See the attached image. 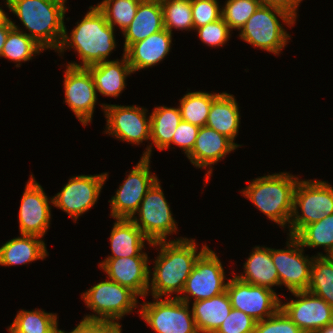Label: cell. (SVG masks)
Listing matches in <instances>:
<instances>
[{"label":"cell","mask_w":333,"mask_h":333,"mask_svg":"<svg viewBox=\"0 0 333 333\" xmlns=\"http://www.w3.org/2000/svg\"><path fill=\"white\" fill-rule=\"evenodd\" d=\"M239 102L233 94L222 92L213 101L206 126L213 128L232 140L238 147L243 145L235 142L239 135L241 114Z\"/></svg>","instance_id":"484cf974"},{"label":"cell","mask_w":333,"mask_h":333,"mask_svg":"<svg viewBox=\"0 0 333 333\" xmlns=\"http://www.w3.org/2000/svg\"><path fill=\"white\" fill-rule=\"evenodd\" d=\"M260 5V0H225L222 18L231 31L239 32Z\"/></svg>","instance_id":"8d00e7d4"},{"label":"cell","mask_w":333,"mask_h":333,"mask_svg":"<svg viewBox=\"0 0 333 333\" xmlns=\"http://www.w3.org/2000/svg\"><path fill=\"white\" fill-rule=\"evenodd\" d=\"M238 146L225 135L220 134L208 126L200 127L194 147L186 156L189 162L197 169H207L204 175V187L211 180L213 165L224 160Z\"/></svg>","instance_id":"ffe728a7"},{"label":"cell","mask_w":333,"mask_h":333,"mask_svg":"<svg viewBox=\"0 0 333 333\" xmlns=\"http://www.w3.org/2000/svg\"><path fill=\"white\" fill-rule=\"evenodd\" d=\"M139 4L138 0H102L96 6L105 15L107 23L114 29L118 27L122 33L134 19Z\"/></svg>","instance_id":"d590c367"},{"label":"cell","mask_w":333,"mask_h":333,"mask_svg":"<svg viewBox=\"0 0 333 333\" xmlns=\"http://www.w3.org/2000/svg\"><path fill=\"white\" fill-rule=\"evenodd\" d=\"M87 69L93 77L97 95L111 98H118L125 91L127 77L133 74L124 52L121 59L104 61Z\"/></svg>","instance_id":"7402d4cb"},{"label":"cell","mask_w":333,"mask_h":333,"mask_svg":"<svg viewBox=\"0 0 333 333\" xmlns=\"http://www.w3.org/2000/svg\"><path fill=\"white\" fill-rule=\"evenodd\" d=\"M110 232L111 254L105 258L148 256L146 248L152 242L130 219H114ZM146 244L149 246L147 247ZM146 246V247H145Z\"/></svg>","instance_id":"603a6c76"},{"label":"cell","mask_w":333,"mask_h":333,"mask_svg":"<svg viewBox=\"0 0 333 333\" xmlns=\"http://www.w3.org/2000/svg\"><path fill=\"white\" fill-rule=\"evenodd\" d=\"M163 10V25L173 34L175 31L194 30L191 0H161Z\"/></svg>","instance_id":"e575fe53"},{"label":"cell","mask_w":333,"mask_h":333,"mask_svg":"<svg viewBox=\"0 0 333 333\" xmlns=\"http://www.w3.org/2000/svg\"><path fill=\"white\" fill-rule=\"evenodd\" d=\"M108 172L71 176L61 191L52 196L53 207L62 210L73 223L98 203Z\"/></svg>","instance_id":"7c38bea8"},{"label":"cell","mask_w":333,"mask_h":333,"mask_svg":"<svg viewBox=\"0 0 333 333\" xmlns=\"http://www.w3.org/2000/svg\"><path fill=\"white\" fill-rule=\"evenodd\" d=\"M197 244L194 238L182 236L152 243L150 247L158 252L153 267H149L147 296L178 298L181 295L196 260L209 247L202 242L198 249Z\"/></svg>","instance_id":"6da1fadb"},{"label":"cell","mask_w":333,"mask_h":333,"mask_svg":"<svg viewBox=\"0 0 333 333\" xmlns=\"http://www.w3.org/2000/svg\"><path fill=\"white\" fill-rule=\"evenodd\" d=\"M26 182L18 211L19 234L35 235L44 239L52 221V197L31 173Z\"/></svg>","instance_id":"9a60e30c"},{"label":"cell","mask_w":333,"mask_h":333,"mask_svg":"<svg viewBox=\"0 0 333 333\" xmlns=\"http://www.w3.org/2000/svg\"><path fill=\"white\" fill-rule=\"evenodd\" d=\"M88 9L70 33L65 25L62 43L56 51L64 59L67 49L74 50L80 62L77 63L76 60L65 63L71 67L87 68L111 60L109 57L117 48L116 29L107 23L105 15L96 5L89 6Z\"/></svg>","instance_id":"7a4b0ae2"},{"label":"cell","mask_w":333,"mask_h":333,"mask_svg":"<svg viewBox=\"0 0 333 333\" xmlns=\"http://www.w3.org/2000/svg\"><path fill=\"white\" fill-rule=\"evenodd\" d=\"M230 274L233 276L228 280L226 292L232 308L241 310L257 322L272 316L280 308V297L284 294L244 282L234 272Z\"/></svg>","instance_id":"2e32d148"},{"label":"cell","mask_w":333,"mask_h":333,"mask_svg":"<svg viewBox=\"0 0 333 333\" xmlns=\"http://www.w3.org/2000/svg\"><path fill=\"white\" fill-rule=\"evenodd\" d=\"M221 92L192 91L183 94L179 99V110L183 121L203 127L208 120L212 101Z\"/></svg>","instance_id":"4dcf8cb0"},{"label":"cell","mask_w":333,"mask_h":333,"mask_svg":"<svg viewBox=\"0 0 333 333\" xmlns=\"http://www.w3.org/2000/svg\"><path fill=\"white\" fill-rule=\"evenodd\" d=\"M199 129V126L181 120L174 132L172 142L163 151L169 150L171 148L175 149V145V147H179L180 150H182L181 152L184 154V156H187L194 147Z\"/></svg>","instance_id":"60d3db41"},{"label":"cell","mask_w":333,"mask_h":333,"mask_svg":"<svg viewBox=\"0 0 333 333\" xmlns=\"http://www.w3.org/2000/svg\"><path fill=\"white\" fill-rule=\"evenodd\" d=\"M181 120L178 105L177 107L154 106L150 113V158L155 148L163 151L172 142L174 132Z\"/></svg>","instance_id":"f1b7e54d"},{"label":"cell","mask_w":333,"mask_h":333,"mask_svg":"<svg viewBox=\"0 0 333 333\" xmlns=\"http://www.w3.org/2000/svg\"><path fill=\"white\" fill-rule=\"evenodd\" d=\"M45 50L32 38L22 31L12 28L3 46L1 57L15 63V67H21V63L33 60Z\"/></svg>","instance_id":"1f68e13d"},{"label":"cell","mask_w":333,"mask_h":333,"mask_svg":"<svg viewBox=\"0 0 333 333\" xmlns=\"http://www.w3.org/2000/svg\"><path fill=\"white\" fill-rule=\"evenodd\" d=\"M333 214V186L328 181L299 179L287 235L297 236L307 225Z\"/></svg>","instance_id":"52a82bcc"},{"label":"cell","mask_w":333,"mask_h":333,"mask_svg":"<svg viewBox=\"0 0 333 333\" xmlns=\"http://www.w3.org/2000/svg\"><path fill=\"white\" fill-rule=\"evenodd\" d=\"M140 2H160L161 0H138Z\"/></svg>","instance_id":"681fc988"},{"label":"cell","mask_w":333,"mask_h":333,"mask_svg":"<svg viewBox=\"0 0 333 333\" xmlns=\"http://www.w3.org/2000/svg\"><path fill=\"white\" fill-rule=\"evenodd\" d=\"M67 3V0H8V11L19 19L26 30L15 24L11 17L8 18L13 28L27 34L45 51L56 52L63 40L64 21L70 19L65 17L69 11Z\"/></svg>","instance_id":"3957f363"},{"label":"cell","mask_w":333,"mask_h":333,"mask_svg":"<svg viewBox=\"0 0 333 333\" xmlns=\"http://www.w3.org/2000/svg\"><path fill=\"white\" fill-rule=\"evenodd\" d=\"M105 279L82 292L80 297L87 310L93 312L84 314L82 321L122 325L120 320L133 311L139 314V297L130 289L108 278Z\"/></svg>","instance_id":"5b68a950"},{"label":"cell","mask_w":333,"mask_h":333,"mask_svg":"<svg viewBox=\"0 0 333 333\" xmlns=\"http://www.w3.org/2000/svg\"><path fill=\"white\" fill-rule=\"evenodd\" d=\"M164 29L163 10L160 2H140L131 24L122 32L123 52L132 44L146 39Z\"/></svg>","instance_id":"4316f807"},{"label":"cell","mask_w":333,"mask_h":333,"mask_svg":"<svg viewBox=\"0 0 333 333\" xmlns=\"http://www.w3.org/2000/svg\"><path fill=\"white\" fill-rule=\"evenodd\" d=\"M253 333H304L286 314L279 308L272 316L258 321Z\"/></svg>","instance_id":"f35d334b"},{"label":"cell","mask_w":333,"mask_h":333,"mask_svg":"<svg viewBox=\"0 0 333 333\" xmlns=\"http://www.w3.org/2000/svg\"><path fill=\"white\" fill-rule=\"evenodd\" d=\"M219 0H191L194 30L222 18Z\"/></svg>","instance_id":"ab89813d"},{"label":"cell","mask_w":333,"mask_h":333,"mask_svg":"<svg viewBox=\"0 0 333 333\" xmlns=\"http://www.w3.org/2000/svg\"><path fill=\"white\" fill-rule=\"evenodd\" d=\"M315 333H333V322L327 324L326 326L318 329Z\"/></svg>","instance_id":"bcb514c9"},{"label":"cell","mask_w":333,"mask_h":333,"mask_svg":"<svg viewBox=\"0 0 333 333\" xmlns=\"http://www.w3.org/2000/svg\"><path fill=\"white\" fill-rule=\"evenodd\" d=\"M190 305L199 333H215L232 310L226 291L210 299L192 302Z\"/></svg>","instance_id":"83f0119b"},{"label":"cell","mask_w":333,"mask_h":333,"mask_svg":"<svg viewBox=\"0 0 333 333\" xmlns=\"http://www.w3.org/2000/svg\"><path fill=\"white\" fill-rule=\"evenodd\" d=\"M150 159L141 156L138 163L125 174L126 178L118 185L115 195L108 200L110 217L113 219H131L139 209L148 189L158 179L151 171Z\"/></svg>","instance_id":"4fadbf2b"},{"label":"cell","mask_w":333,"mask_h":333,"mask_svg":"<svg viewBox=\"0 0 333 333\" xmlns=\"http://www.w3.org/2000/svg\"><path fill=\"white\" fill-rule=\"evenodd\" d=\"M307 291L321 297L333 308V258L314 255Z\"/></svg>","instance_id":"d6a6232c"},{"label":"cell","mask_w":333,"mask_h":333,"mask_svg":"<svg viewBox=\"0 0 333 333\" xmlns=\"http://www.w3.org/2000/svg\"><path fill=\"white\" fill-rule=\"evenodd\" d=\"M10 326L17 333H61L57 313L44 309H20Z\"/></svg>","instance_id":"f546056e"},{"label":"cell","mask_w":333,"mask_h":333,"mask_svg":"<svg viewBox=\"0 0 333 333\" xmlns=\"http://www.w3.org/2000/svg\"><path fill=\"white\" fill-rule=\"evenodd\" d=\"M194 32H196V36L201 40V43L212 48L226 46L225 44L229 43L228 41L233 33L223 18L196 28Z\"/></svg>","instance_id":"74e56055"},{"label":"cell","mask_w":333,"mask_h":333,"mask_svg":"<svg viewBox=\"0 0 333 333\" xmlns=\"http://www.w3.org/2000/svg\"><path fill=\"white\" fill-rule=\"evenodd\" d=\"M9 333H17L10 325L7 327Z\"/></svg>","instance_id":"c3c4849f"},{"label":"cell","mask_w":333,"mask_h":333,"mask_svg":"<svg viewBox=\"0 0 333 333\" xmlns=\"http://www.w3.org/2000/svg\"><path fill=\"white\" fill-rule=\"evenodd\" d=\"M13 28L9 18H7L2 24H0V56L5 44V41L8 37L9 31Z\"/></svg>","instance_id":"f6af8a7d"},{"label":"cell","mask_w":333,"mask_h":333,"mask_svg":"<svg viewBox=\"0 0 333 333\" xmlns=\"http://www.w3.org/2000/svg\"><path fill=\"white\" fill-rule=\"evenodd\" d=\"M296 238L303 248H321L324 252L315 255L330 256L333 252V214L325 216L318 222L307 225Z\"/></svg>","instance_id":"836d02e7"},{"label":"cell","mask_w":333,"mask_h":333,"mask_svg":"<svg viewBox=\"0 0 333 333\" xmlns=\"http://www.w3.org/2000/svg\"><path fill=\"white\" fill-rule=\"evenodd\" d=\"M286 247H271V257L279 276V287L288 292L307 290L310 283L311 266L314 255L305 254L300 241L295 236H287Z\"/></svg>","instance_id":"5bb4252c"},{"label":"cell","mask_w":333,"mask_h":333,"mask_svg":"<svg viewBox=\"0 0 333 333\" xmlns=\"http://www.w3.org/2000/svg\"><path fill=\"white\" fill-rule=\"evenodd\" d=\"M161 183L159 178L154 182L130 219L152 243L170 240L179 231Z\"/></svg>","instance_id":"9c48e42d"},{"label":"cell","mask_w":333,"mask_h":333,"mask_svg":"<svg viewBox=\"0 0 333 333\" xmlns=\"http://www.w3.org/2000/svg\"><path fill=\"white\" fill-rule=\"evenodd\" d=\"M140 303L139 317L155 333H199L190 304L178 298H157Z\"/></svg>","instance_id":"30bf717a"},{"label":"cell","mask_w":333,"mask_h":333,"mask_svg":"<svg viewBox=\"0 0 333 333\" xmlns=\"http://www.w3.org/2000/svg\"><path fill=\"white\" fill-rule=\"evenodd\" d=\"M257 321L241 310L232 308L215 333H253Z\"/></svg>","instance_id":"b9f144b4"},{"label":"cell","mask_w":333,"mask_h":333,"mask_svg":"<svg viewBox=\"0 0 333 333\" xmlns=\"http://www.w3.org/2000/svg\"><path fill=\"white\" fill-rule=\"evenodd\" d=\"M45 240L35 235L20 234L0 246V266L27 265L49 257Z\"/></svg>","instance_id":"cb8c5ba5"},{"label":"cell","mask_w":333,"mask_h":333,"mask_svg":"<svg viewBox=\"0 0 333 333\" xmlns=\"http://www.w3.org/2000/svg\"><path fill=\"white\" fill-rule=\"evenodd\" d=\"M5 7L8 8V0H3Z\"/></svg>","instance_id":"f907efd6"},{"label":"cell","mask_w":333,"mask_h":333,"mask_svg":"<svg viewBox=\"0 0 333 333\" xmlns=\"http://www.w3.org/2000/svg\"><path fill=\"white\" fill-rule=\"evenodd\" d=\"M150 256L105 258L98 263L109 280L133 291L140 299H146L149 289Z\"/></svg>","instance_id":"d6986e66"},{"label":"cell","mask_w":333,"mask_h":333,"mask_svg":"<svg viewBox=\"0 0 333 333\" xmlns=\"http://www.w3.org/2000/svg\"><path fill=\"white\" fill-rule=\"evenodd\" d=\"M290 293L295 299L280 298V308L304 333H315L333 322V308L321 297L307 290Z\"/></svg>","instance_id":"ac0fdd59"},{"label":"cell","mask_w":333,"mask_h":333,"mask_svg":"<svg viewBox=\"0 0 333 333\" xmlns=\"http://www.w3.org/2000/svg\"><path fill=\"white\" fill-rule=\"evenodd\" d=\"M106 125L103 134L133 146L148 142L142 157L150 158V114L146 107L100 103Z\"/></svg>","instance_id":"ba28073f"},{"label":"cell","mask_w":333,"mask_h":333,"mask_svg":"<svg viewBox=\"0 0 333 333\" xmlns=\"http://www.w3.org/2000/svg\"><path fill=\"white\" fill-rule=\"evenodd\" d=\"M122 325L108 322H80L70 331L61 329V333H122Z\"/></svg>","instance_id":"7bdbcfd3"},{"label":"cell","mask_w":333,"mask_h":333,"mask_svg":"<svg viewBox=\"0 0 333 333\" xmlns=\"http://www.w3.org/2000/svg\"><path fill=\"white\" fill-rule=\"evenodd\" d=\"M173 34L165 28L132 44L125 52L133 74L157 66L171 52Z\"/></svg>","instance_id":"44dd1931"},{"label":"cell","mask_w":333,"mask_h":333,"mask_svg":"<svg viewBox=\"0 0 333 333\" xmlns=\"http://www.w3.org/2000/svg\"><path fill=\"white\" fill-rule=\"evenodd\" d=\"M293 25H296V21L287 13L260 5L238 32L237 38L253 48L278 56L282 54L292 37L285 26L292 28Z\"/></svg>","instance_id":"8992f818"},{"label":"cell","mask_w":333,"mask_h":333,"mask_svg":"<svg viewBox=\"0 0 333 333\" xmlns=\"http://www.w3.org/2000/svg\"><path fill=\"white\" fill-rule=\"evenodd\" d=\"M302 1L303 0H260V3L264 6L279 9L297 21L299 16L297 12H299V6Z\"/></svg>","instance_id":"ee69618b"},{"label":"cell","mask_w":333,"mask_h":333,"mask_svg":"<svg viewBox=\"0 0 333 333\" xmlns=\"http://www.w3.org/2000/svg\"><path fill=\"white\" fill-rule=\"evenodd\" d=\"M224 268L217 253L208 247L196 260L178 299L190 304L225 292L230 277Z\"/></svg>","instance_id":"8fae6325"},{"label":"cell","mask_w":333,"mask_h":333,"mask_svg":"<svg viewBox=\"0 0 333 333\" xmlns=\"http://www.w3.org/2000/svg\"><path fill=\"white\" fill-rule=\"evenodd\" d=\"M242 267L243 272L234 273L240 280L277 292L273 287H279V276L271 257V247L254 246Z\"/></svg>","instance_id":"d4e9b609"},{"label":"cell","mask_w":333,"mask_h":333,"mask_svg":"<svg viewBox=\"0 0 333 333\" xmlns=\"http://www.w3.org/2000/svg\"><path fill=\"white\" fill-rule=\"evenodd\" d=\"M64 103L85 127L93 121L98 95L93 77L87 68L66 65L64 70Z\"/></svg>","instance_id":"e0dca14e"},{"label":"cell","mask_w":333,"mask_h":333,"mask_svg":"<svg viewBox=\"0 0 333 333\" xmlns=\"http://www.w3.org/2000/svg\"><path fill=\"white\" fill-rule=\"evenodd\" d=\"M3 7V5H0V24H2L9 17L8 12H6Z\"/></svg>","instance_id":"7dc6e473"},{"label":"cell","mask_w":333,"mask_h":333,"mask_svg":"<svg viewBox=\"0 0 333 333\" xmlns=\"http://www.w3.org/2000/svg\"><path fill=\"white\" fill-rule=\"evenodd\" d=\"M301 176L290 172H275L251 179L241 196L249 200L268 220L276 223L282 231L288 229L294 202L295 187Z\"/></svg>","instance_id":"277c9868"}]
</instances>
